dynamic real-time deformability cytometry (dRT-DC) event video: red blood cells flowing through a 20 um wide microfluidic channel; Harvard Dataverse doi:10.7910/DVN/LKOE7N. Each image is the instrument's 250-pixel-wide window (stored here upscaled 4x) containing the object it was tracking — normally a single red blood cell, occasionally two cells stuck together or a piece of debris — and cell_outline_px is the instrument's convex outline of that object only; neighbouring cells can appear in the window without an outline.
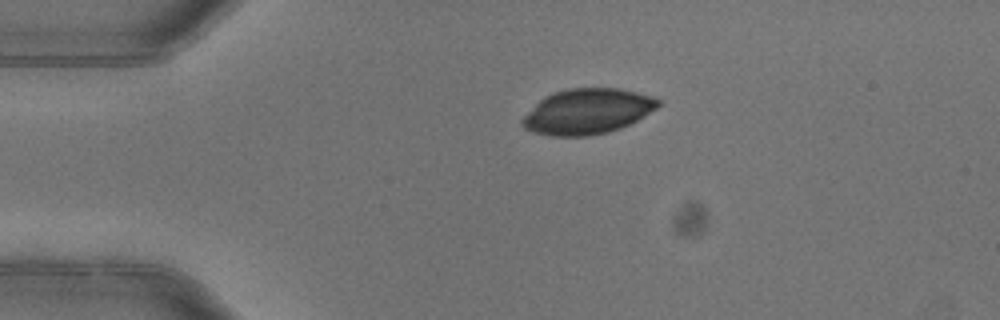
{"species": "common noctule bat (a hibernating species)", "species_latin": "Nyctalus noctula", "temperature_condition": "warm", "stored_images_in_passage": 2, "camera_frame_rate_fps": 3000, "um_per_image_px": 0.085, "animal": {"sex": "female"}, "frame": {"image": 1, "passage_image": 1, "time_ms": 0.0, "image_size_px": [1000, 320], "cell_outline_px": [[660, 104], [656, 108], [644, 116], [620, 128], [608, 132], [588, 136], [552, 136], [536, 132], [524, 128], [520, 120], [544, 96], [552, 92], [568, 88], [620, 88], [652, 96], [660, 100]], "centroid_in_image_um": [49.93, 9.46], "position_along_channel_um": 35.1, "area_um2": 35.72}}